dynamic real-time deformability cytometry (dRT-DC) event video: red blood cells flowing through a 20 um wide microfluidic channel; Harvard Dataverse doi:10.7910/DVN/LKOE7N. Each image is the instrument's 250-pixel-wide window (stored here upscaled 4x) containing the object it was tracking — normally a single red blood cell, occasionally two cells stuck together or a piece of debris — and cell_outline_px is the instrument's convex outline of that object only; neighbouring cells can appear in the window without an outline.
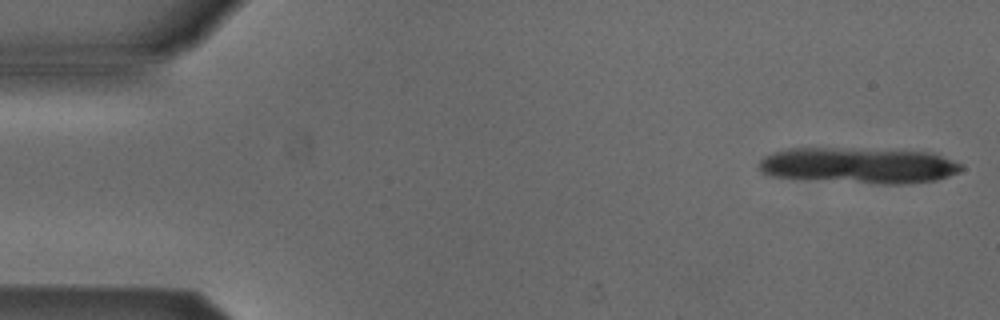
{"species": "Egyptian fruit bat (a non-hibernating species)", "species_latin": "Rousettus aegyptiacus", "temperature_condition": "cold", "stored_images_in_passage": 11, "camera_frame_rate_fps": 3000, "um_per_image_px": 0.085, "animal": {"sex": "male"}, "frame": {"image": 1, "passage_image": 1, "time_ms": 0.0, "image_size_px": [1000, 320], "cell_outline_px": [[964, 168], [948, 176], [936, 180], [908, 184], [876, 184], [772, 176], [760, 172], [756, 164], [764, 156], [772, 152], [788, 148], [852, 148], [932, 152], [964, 164]], "centroid_in_image_um": [72.99, 14.06], "position_along_channel_um": 12.0, "area_um2": 42.71}}